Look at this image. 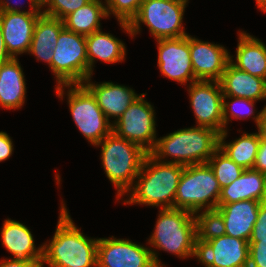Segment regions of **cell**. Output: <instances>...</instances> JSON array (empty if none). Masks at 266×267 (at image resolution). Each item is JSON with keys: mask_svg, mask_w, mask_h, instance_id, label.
Wrapping results in <instances>:
<instances>
[{"mask_svg": "<svg viewBox=\"0 0 266 267\" xmlns=\"http://www.w3.org/2000/svg\"><path fill=\"white\" fill-rule=\"evenodd\" d=\"M198 260L205 267H248L249 242L227 235L205 242Z\"/></svg>", "mask_w": 266, "mask_h": 267, "instance_id": "obj_14", "label": "cell"}, {"mask_svg": "<svg viewBox=\"0 0 266 267\" xmlns=\"http://www.w3.org/2000/svg\"><path fill=\"white\" fill-rule=\"evenodd\" d=\"M42 11L0 12V28L8 53L17 55L30 49L34 27Z\"/></svg>", "mask_w": 266, "mask_h": 267, "instance_id": "obj_15", "label": "cell"}, {"mask_svg": "<svg viewBox=\"0 0 266 267\" xmlns=\"http://www.w3.org/2000/svg\"><path fill=\"white\" fill-rule=\"evenodd\" d=\"M250 238H266V200L260 203L257 221Z\"/></svg>", "mask_w": 266, "mask_h": 267, "instance_id": "obj_35", "label": "cell"}, {"mask_svg": "<svg viewBox=\"0 0 266 267\" xmlns=\"http://www.w3.org/2000/svg\"><path fill=\"white\" fill-rule=\"evenodd\" d=\"M157 44L158 67L165 77L181 84L197 81L190 57V35L159 39Z\"/></svg>", "mask_w": 266, "mask_h": 267, "instance_id": "obj_13", "label": "cell"}, {"mask_svg": "<svg viewBox=\"0 0 266 267\" xmlns=\"http://www.w3.org/2000/svg\"><path fill=\"white\" fill-rule=\"evenodd\" d=\"M75 86L74 88H72ZM63 87H70L67 92L68 103L73 120L92 145L100 143L112 132V123L98 106L92 93L83 84L57 85L56 93L62 98Z\"/></svg>", "mask_w": 266, "mask_h": 267, "instance_id": "obj_8", "label": "cell"}, {"mask_svg": "<svg viewBox=\"0 0 266 267\" xmlns=\"http://www.w3.org/2000/svg\"><path fill=\"white\" fill-rule=\"evenodd\" d=\"M227 130L219 135V148L243 169L253 168L260 143L259 133H243L232 143H225Z\"/></svg>", "mask_w": 266, "mask_h": 267, "instance_id": "obj_26", "label": "cell"}, {"mask_svg": "<svg viewBox=\"0 0 266 267\" xmlns=\"http://www.w3.org/2000/svg\"><path fill=\"white\" fill-rule=\"evenodd\" d=\"M227 98H230V99H233V100H231L229 102H226L225 99H227ZM254 102H256V101L251 100V99H247V98H238V97H233V96H223L222 117H223V123H224V131L226 129V124L229 121V117L228 116L233 117L234 119H238L239 118L241 120L243 117L245 118V117H250V116L254 115V112H255V110L253 109ZM236 105L237 106L238 105L241 106V108H242V106L243 107L245 106L248 109L246 110V108L244 107L245 109L243 111V108L241 110L240 107H239V109L241 110L240 111V110H237V106ZM229 111H230V115L228 113ZM242 111L245 112V113H243Z\"/></svg>", "mask_w": 266, "mask_h": 267, "instance_id": "obj_31", "label": "cell"}, {"mask_svg": "<svg viewBox=\"0 0 266 267\" xmlns=\"http://www.w3.org/2000/svg\"><path fill=\"white\" fill-rule=\"evenodd\" d=\"M197 245L200 248L205 242L225 235V224L222 214L217 209L195 213Z\"/></svg>", "mask_w": 266, "mask_h": 267, "instance_id": "obj_27", "label": "cell"}, {"mask_svg": "<svg viewBox=\"0 0 266 267\" xmlns=\"http://www.w3.org/2000/svg\"><path fill=\"white\" fill-rule=\"evenodd\" d=\"M230 63L239 70L266 80V45L248 33L240 32L236 62L230 55Z\"/></svg>", "mask_w": 266, "mask_h": 267, "instance_id": "obj_23", "label": "cell"}, {"mask_svg": "<svg viewBox=\"0 0 266 267\" xmlns=\"http://www.w3.org/2000/svg\"><path fill=\"white\" fill-rule=\"evenodd\" d=\"M96 146H102V165L120 198L132 188L148 152L136 143L117 136L113 131Z\"/></svg>", "mask_w": 266, "mask_h": 267, "instance_id": "obj_4", "label": "cell"}, {"mask_svg": "<svg viewBox=\"0 0 266 267\" xmlns=\"http://www.w3.org/2000/svg\"><path fill=\"white\" fill-rule=\"evenodd\" d=\"M244 200H266V175L250 168L240 177L221 189L219 204H229Z\"/></svg>", "mask_w": 266, "mask_h": 267, "instance_id": "obj_20", "label": "cell"}, {"mask_svg": "<svg viewBox=\"0 0 266 267\" xmlns=\"http://www.w3.org/2000/svg\"><path fill=\"white\" fill-rule=\"evenodd\" d=\"M53 52L49 67L55 74L58 85L83 84L91 77L85 35L64 28L58 36Z\"/></svg>", "mask_w": 266, "mask_h": 267, "instance_id": "obj_9", "label": "cell"}, {"mask_svg": "<svg viewBox=\"0 0 266 267\" xmlns=\"http://www.w3.org/2000/svg\"><path fill=\"white\" fill-rule=\"evenodd\" d=\"M221 189L233 183L245 170L232 161L219 147L207 161Z\"/></svg>", "mask_w": 266, "mask_h": 267, "instance_id": "obj_28", "label": "cell"}, {"mask_svg": "<svg viewBox=\"0 0 266 267\" xmlns=\"http://www.w3.org/2000/svg\"><path fill=\"white\" fill-rule=\"evenodd\" d=\"M61 211L56 231L49 245L43 246L42 265L50 267H97L98 239H90L73 223L65 204Z\"/></svg>", "mask_w": 266, "mask_h": 267, "instance_id": "obj_1", "label": "cell"}, {"mask_svg": "<svg viewBox=\"0 0 266 267\" xmlns=\"http://www.w3.org/2000/svg\"><path fill=\"white\" fill-rule=\"evenodd\" d=\"M63 29L64 24L61 19L42 13L35 24L31 42L57 43Z\"/></svg>", "mask_w": 266, "mask_h": 267, "instance_id": "obj_29", "label": "cell"}, {"mask_svg": "<svg viewBox=\"0 0 266 267\" xmlns=\"http://www.w3.org/2000/svg\"><path fill=\"white\" fill-rule=\"evenodd\" d=\"M218 147L219 134L215 130L196 126L177 130L156 140L149 154L161 162L170 156L174 160L166 163L187 166L207 163Z\"/></svg>", "mask_w": 266, "mask_h": 267, "instance_id": "obj_3", "label": "cell"}, {"mask_svg": "<svg viewBox=\"0 0 266 267\" xmlns=\"http://www.w3.org/2000/svg\"><path fill=\"white\" fill-rule=\"evenodd\" d=\"M257 7L263 12H266V0H256Z\"/></svg>", "mask_w": 266, "mask_h": 267, "instance_id": "obj_42", "label": "cell"}, {"mask_svg": "<svg viewBox=\"0 0 266 267\" xmlns=\"http://www.w3.org/2000/svg\"><path fill=\"white\" fill-rule=\"evenodd\" d=\"M141 94L112 124L119 137L141 146L148 153L156 143L155 114L152 105Z\"/></svg>", "mask_w": 266, "mask_h": 267, "instance_id": "obj_10", "label": "cell"}, {"mask_svg": "<svg viewBox=\"0 0 266 267\" xmlns=\"http://www.w3.org/2000/svg\"><path fill=\"white\" fill-rule=\"evenodd\" d=\"M24 73L17 58L0 65V105L6 109H18L25 102Z\"/></svg>", "mask_w": 266, "mask_h": 267, "instance_id": "obj_22", "label": "cell"}, {"mask_svg": "<svg viewBox=\"0 0 266 267\" xmlns=\"http://www.w3.org/2000/svg\"><path fill=\"white\" fill-rule=\"evenodd\" d=\"M41 7L45 6L48 0H35Z\"/></svg>", "mask_w": 266, "mask_h": 267, "instance_id": "obj_43", "label": "cell"}, {"mask_svg": "<svg viewBox=\"0 0 266 267\" xmlns=\"http://www.w3.org/2000/svg\"><path fill=\"white\" fill-rule=\"evenodd\" d=\"M142 2L143 0H105L107 15L113 14L119 22L129 24Z\"/></svg>", "mask_w": 266, "mask_h": 267, "instance_id": "obj_30", "label": "cell"}, {"mask_svg": "<svg viewBox=\"0 0 266 267\" xmlns=\"http://www.w3.org/2000/svg\"><path fill=\"white\" fill-rule=\"evenodd\" d=\"M259 201L244 200L229 204H218L216 208L223 216L225 235L249 241L257 221Z\"/></svg>", "mask_w": 266, "mask_h": 267, "instance_id": "obj_17", "label": "cell"}, {"mask_svg": "<svg viewBox=\"0 0 266 267\" xmlns=\"http://www.w3.org/2000/svg\"><path fill=\"white\" fill-rule=\"evenodd\" d=\"M253 169L266 175V141L260 140Z\"/></svg>", "mask_w": 266, "mask_h": 267, "instance_id": "obj_37", "label": "cell"}, {"mask_svg": "<svg viewBox=\"0 0 266 267\" xmlns=\"http://www.w3.org/2000/svg\"><path fill=\"white\" fill-rule=\"evenodd\" d=\"M253 118L257 124L260 140L266 141V106Z\"/></svg>", "mask_w": 266, "mask_h": 267, "instance_id": "obj_39", "label": "cell"}, {"mask_svg": "<svg viewBox=\"0 0 266 267\" xmlns=\"http://www.w3.org/2000/svg\"><path fill=\"white\" fill-rule=\"evenodd\" d=\"M0 267H41L42 261H29L26 259L12 258L0 260Z\"/></svg>", "mask_w": 266, "mask_h": 267, "instance_id": "obj_38", "label": "cell"}, {"mask_svg": "<svg viewBox=\"0 0 266 267\" xmlns=\"http://www.w3.org/2000/svg\"><path fill=\"white\" fill-rule=\"evenodd\" d=\"M13 152V143L6 132H0V162L9 159Z\"/></svg>", "mask_w": 266, "mask_h": 267, "instance_id": "obj_36", "label": "cell"}, {"mask_svg": "<svg viewBox=\"0 0 266 267\" xmlns=\"http://www.w3.org/2000/svg\"><path fill=\"white\" fill-rule=\"evenodd\" d=\"M91 0H48V8L42 13L63 20L67 15L89 3Z\"/></svg>", "mask_w": 266, "mask_h": 267, "instance_id": "obj_32", "label": "cell"}, {"mask_svg": "<svg viewBox=\"0 0 266 267\" xmlns=\"http://www.w3.org/2000/svg\"><path fill=\"white\" fill-rule=\"evenodd\" d=\"M105 5L102 0H91L62 20L64 28L85 36L101 30L100 19L108 17Z\"/></svg>", "mask_w": 266, "mask_h": 267, "instance_id": "obj_25", "label": "cell"}, {"mask_svg": "<svg viewBox=\"0 0 266 267\" xmlns=\"http://www.w3.org/2000/svg\"><path fill=\"white\" fill-rule=\"evenodd\" d=\"M90 78H87L83 85L92 93L108 120L110 117L115 119L117 117L118 119L130 104L141 96L137 95L131 88L112 82L93 84V82H90Z\"/></svg>", "mask_w": 266, "mask_h": 267, "instance_id": "obj_18", "label": "cell"}, {"mask_svg": "<svg viewBox=\"0 0 266 267\" xmlns=\"http://www.w3.org/2000/svg\"><path fill=\"white\" fill-rule=\"evenodd\" d=\"M190 57L196 80L220 81L230 55L225 47L190 36Z\"/></svg>", "mask_w": 266, "mask_h": 267, "instance_id": "obj_16", "label": "cell"}, {"mask_svg": "<svg viewBox=\"0 0 266 267\" xmlns=\"http://www.w3.org/2000/svg\"><path fill=\"white\" fill-rule=\"evenodd\" d=\"M2 244L17 259L43 260V246L36 249L32 233L22 223L7 219L1 230Z\"/></svg>", "mask_w": 266, "mask_h": 267, "instance_id": "obj_21", "label": "cell"}, {"mask_svg": "<svg viewBox=\"0 0 266 267\" xmlns=\"http://www.w3.org/2000/svg\"><path fill=\"white\" fill-rule=\"evenodd\" d=\"M11 58H13L7 51L5 41L3 39V34L0 28V65L9 61Z\"/></svg>", "mask_w": 266, "mask_h": 267, "instance_id": "obj_41", "label": "cell"}, {"mask_svg": "<svg viewBox=\"0 0 266 267\" xmlns=\"http://www.w3.org/2000/svg\"><path fill=\"white\" fill-rule=\"evenodd\" d=\"M219 82L223 96L247 98L254 101L266 99V80L239 70L230 62Z\"/></svg>", "mask_w": 266, "mask_h": 267, "instance_id": "obj_19", "label": "cell"}, {"mask_svg": "<svg viewBox=\"0 0 266 267\" xmlns=\"http://www.w3.org/2000/svg\"><path fill=\"white\" fill-rule=\"evenodd\" d=\"M184 165L158 161L149 153L144 159L138 178L129 190L130 198L125 204L161 206L174 208V199Z\"/></svg>", "mask_w": 266, "mask_h": 267, "instance_id": "obj_2", "label": "cell"}, {"mask_svg": "<svg viewBox=\"0 0 266 267\" xmlns=\"http://www.w3.org/2000/svg\"><path fill=\"white\" fill-rule=\"evenodd\" d=\"M9 0H0V12H20V9L13 7L8 2ZM31 3V11H41V6L35 0H29Z\"/></svg>", "mask_w": 266, "mask_h": 267, "instance_id": "obj_40", "label": "cell"}, {"mask_svg": "<svg viewBox=\"0 0 266 267\" xmlns=\"http://www.w3.org/2000/svg\"><path fill=\"white\" fill-rule=\"evenodd\" d=\"M188 1L178 0H143L136 16L129 24L119 22L129 35H136L140 31V23L149 28L157 39L180 38L187 36L182 19Z\"/></svg>", "mask_w": 266, "mask_h": 267, "instance_id": "obj_6", "label": "cell"}, {"mask_svg": "<svg viewBox=\"0 0 266 267\" xmlns=\"http://www.w3.org/2000/svg\"><path fill=\"white\" fill-rule=\"evenodd\" d=\"M86 50L89 73L92 75V66L96 59L106 63L121 62L125 58L124 43L109 33L101 30L86 35Z\"/></svg>", "mask_w": 266, "mask_h": 267, "instance_id": "obj_24", "label": "cell"}, {"mask_svg": "<svg viewBox=\"0 0 266 267\" xmlns=\"http://www.w3.org/2000/svg\"><path fill=\"white\" fill-rule=\"evenodd\" d=\"M150 245L171 252L179 258L195 256L198 259L195 215L189 211L165 208L159 211Z\"/></svg>", "mask_w": 266, "mask_h": 267, "instance_id": "obj_5", "label": "cell"}, {"mask_svg": "<svg viewBox=\"0 0 266 267\" xmlns=\"http://www.w3.org/2000/svg\"><path fill=\"white\" fill-rule=\"evenodd\" d=\"M220 194L221 187L208 163L187 165L179 180L174 208L193 214L203 207L206 210L216 209Z\"/></svg>", "mask_w": 266, "mask_h": 267, "instance_id": "obj_7", "label": "cell"}, {"mask_svg": "<svg viewBox=\"0 0 266 267\" xmlns=\"http://www.w3.org/2000/svg\"><path fill=\"white\" fill-rule=\"evenodd\" d=\"M157 253L126 239L99 238L97 267H164Z\"/></svg>", "mask_w": 266, "mask_h": 267, "instance_id": "obj_11", "label": "cell"}, {"mask_svg": "<svg viewBox=\"0 0 266 267\" xmlns=\"http://www.w3.org/2000/svg\"><path fill=\"white\" fill-rule=\"evenodd\" d=\"M188 91L198 126L213 129L219 135L224 132L220 82L197 80L189 84Z\"/></svg>", "mask_w": 266, "mask_h": 267, "instance_id": "obj_12", "label": "cell"}, {"mask_svg": "<svg viewBox=\"0 0 266 267\" xmlns=\"http://www.w3.org/2000/svg\"><path fill=\"white\" fill-rule=\"evenodd\" d=\"M248 242V267H266V238H250Z\"/></svg>", "mask_w": 266, "mask_h": 267, "instance_id": "obj_33", "label": "cell"}, {"mask_svg": "<svg viewBox=\"0 0 266 267\" xmlns=\"http://www.w3.org/2000/svg\"><path fill=\"white\" fill-rule=\"evenodd\" d=\"M57 43L31 42L28 53L37 57V60L47 62L50 66L54 55L53 49Z\"/></svg>", "mask_w": 266, "mask_h": 267, "instance_id": "obj_34", "label": "cell"}]
</instances>
